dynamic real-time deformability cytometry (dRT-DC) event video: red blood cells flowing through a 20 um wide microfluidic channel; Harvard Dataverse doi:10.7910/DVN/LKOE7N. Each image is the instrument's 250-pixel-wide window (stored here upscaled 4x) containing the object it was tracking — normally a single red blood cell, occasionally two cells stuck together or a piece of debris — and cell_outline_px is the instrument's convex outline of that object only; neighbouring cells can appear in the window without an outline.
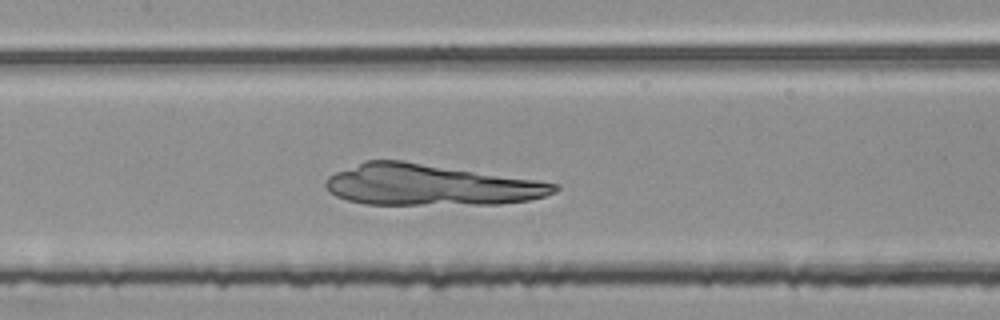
{"species": "common noctule bat (a hibernating species)", "species_latin": "Nyctalus noctula", "temperature_condition": "room temperature", "stored_images_in_passage": 46, "camera_frame_rate_fps": 3000, "um_per_image_px": 0.085, "animal": {"sex": "female", "body_mass_g": 25.1}, "frame": {"image": 1, "passage_image": 22, "time_ms": 7.0, "image_size_px": [1000, 320], "cell_outline_px": [[560, 188], [556, 192], [544, 196], [528, 200], [500, 204], [364, 204], [348, 200], [336, 196], [324, 184], [324, 180], [328, 176], [336, 172], [364, 160], [404, 160], [536, 180], [560, 184]], "centroid_in_image_um": [36.57, 15.71], "position_along_channel_um": 170.8, "area_um2": 54.79}}
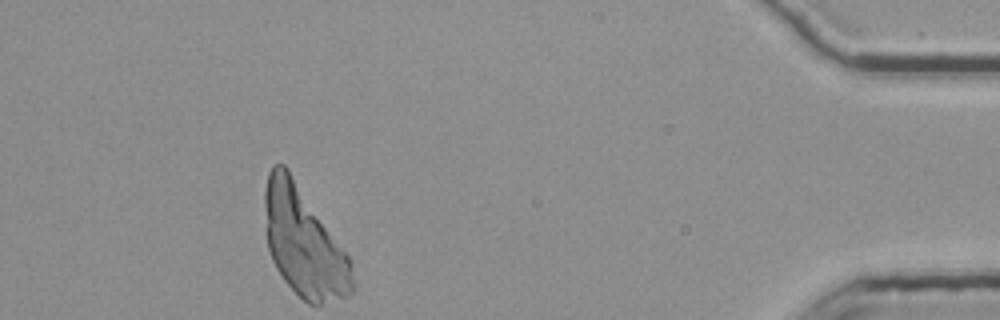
{"frame": {"image": 2, "passage_image": 46, "time_ms": 15.0, "image_size_px": [1000, 320], "cell_outline_px": [[356, 284], [352, 292], [344, 296], [320, 304], [308, 304], [284, 280], [276, 268], [272, 260], [268, 248], [264, 204], [264, 192], [268, 172], [276, 164], [284, 164], [288, 168], [348, 256], [352, 264]], "centroid_in_image_um": [25.82, 20.58], "position_along_channel_um": 409.4, "area_um2": 55.08}}